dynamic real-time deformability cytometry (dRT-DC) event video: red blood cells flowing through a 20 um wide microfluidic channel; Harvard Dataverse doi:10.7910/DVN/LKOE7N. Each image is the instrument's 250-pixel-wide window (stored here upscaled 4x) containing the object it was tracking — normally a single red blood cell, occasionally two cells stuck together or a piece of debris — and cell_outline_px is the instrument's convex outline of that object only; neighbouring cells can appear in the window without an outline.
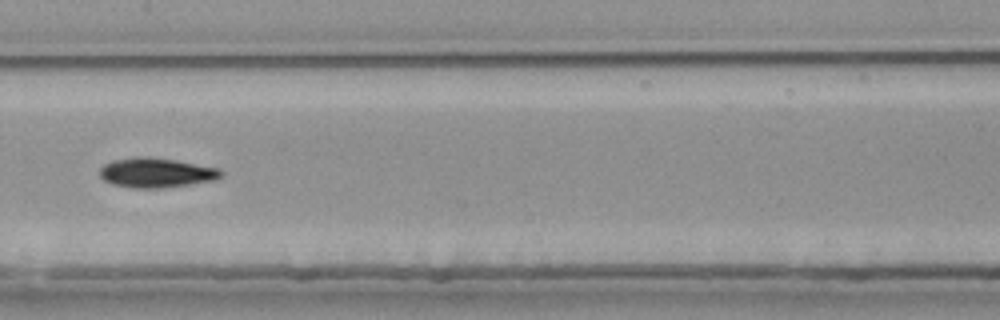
{"species": "common noctule bat (a hibernating species)", "species_latin": "Nyctalus noctula", "temperature_condition": "room temperature", "stored_images_in_passage": 46, "camera_frame_rate_fps": 3000, "um_per_image_px": 0.085, "animal": {"sex": "female", "body_mass_g": 25.1}, "frame": {"image": 1, "passage_image": 27, "time_ms": 8.667, "image_size_px": [1000, 320], "cell_outline_px": [[224, 176], [212, 180], [188, 184], [160, 188], [136, 188], [112, 184], [104, 180], [100, 176], [100, 168], [104, 164], [112, 160], [136, 156], [144, 156], [176, 160], [220, 168], [224, 172]], "centroid_in_image_um": [13.28, 14.67], "position_along_channel_um": 194.1, "area_um2": 20.98}, "authors_computed_cell_mechanics": {"area_um2": 19.7965, "velocity_mm_per_s": 3.8028, "shape_relaxation_time_tau1_ms": 5.3983, "shape_relaxation_time_tau2_ms": null, "deformation_change_tau1": 0.1669, "deformation_change_tau2": null}}